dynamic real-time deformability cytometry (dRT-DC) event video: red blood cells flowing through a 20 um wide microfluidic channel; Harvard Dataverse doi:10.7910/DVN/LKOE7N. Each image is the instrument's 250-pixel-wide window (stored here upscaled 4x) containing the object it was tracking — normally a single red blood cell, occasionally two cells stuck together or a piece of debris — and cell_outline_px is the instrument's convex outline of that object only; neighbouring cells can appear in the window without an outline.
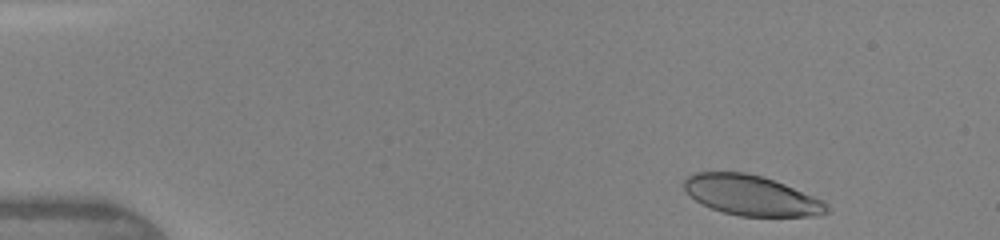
{"species": "human", "species_latin": "Homo sapiens", "temperature_condition": "warm", "stored_images_in_passage": 38, "camera_frame_rate_fps": 3000, "um_per_image_px": 0.085, "donor": {"sex": "female"}, "frame": {"image": 1, "passage_image": 2, "time_ms": 0.333, "image_size_px": [1000, 240], "cell_outline_px": [[828, 212], [820, 216], [740, 216], [724, 212], [700, 204], [684, 188], [684, 180], [692, 172], [744, 172], [760, 176], [784, 184], [824, 200], [828, 204]], "centroid_in_image_um": [63.88, 16.61], "position_along_channel_um": 21.1, "area_um2": 33.23}}
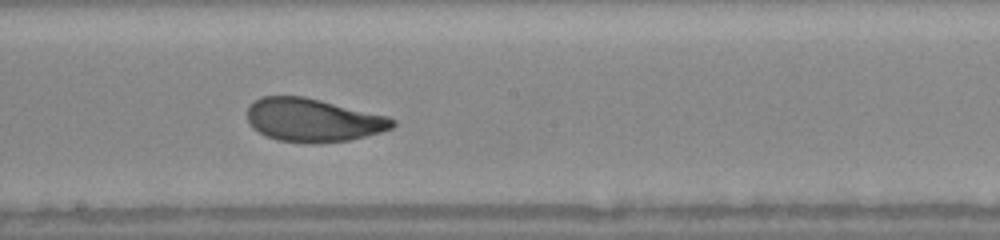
{"frame": {"image": 2, "passage_image": 23, "time_ms": 7.333, "image_size_px": [1000, 240], "cell_outline_px": [[396, 124], [392, 128], [380, 132], [348, 140], [312, 144], [304, 144], [276, 140], [264, 136], [252, 128], [248, 120], [248, 108], [256, 100], [264, 96], [304, 96], [388, 116], [396, 120]], "centroid_in_image_um": [26.6, 10.22], "position_along_channel_um": 221.6, "area_um2": 36.76}}
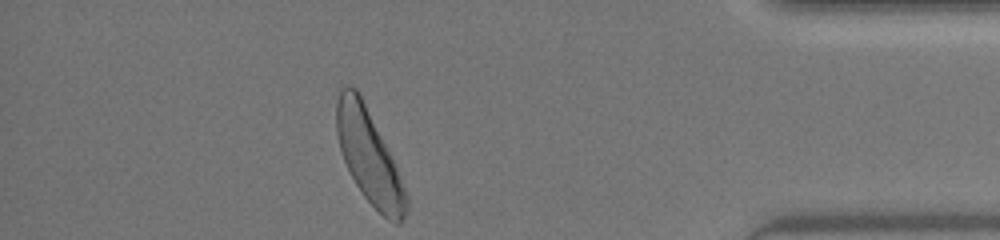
{"frame": {"image": 3, "passage_image": 38, "time_ms": 12.333, "image_size_px": [1000, 240], "cell_outline_px": [[408, 212], [400, 224], [396, 224], [388, 220], [364, 196], [356, 184], [340, 152], [336, 132], [336, 100], [340, 88], [348, 84], [356, 88], [396, 168], [408, 196]], "centroid_in_image_um": [31.34, 13.33], "position_along_channel_um": 403.9, "area_um2": 37.05}, "authors_computed_cell_mechanics": {"area_um2": 36.5007, "velocity_mm_per_s": 4.333, "shape_relaxation_time_tau1_ms": 3.0703, "shape_relaxation_time_tau2_ms": 1.154, "deformation_change_tau1": 0.1686, "deformation_change_tau2": 0.0793}}